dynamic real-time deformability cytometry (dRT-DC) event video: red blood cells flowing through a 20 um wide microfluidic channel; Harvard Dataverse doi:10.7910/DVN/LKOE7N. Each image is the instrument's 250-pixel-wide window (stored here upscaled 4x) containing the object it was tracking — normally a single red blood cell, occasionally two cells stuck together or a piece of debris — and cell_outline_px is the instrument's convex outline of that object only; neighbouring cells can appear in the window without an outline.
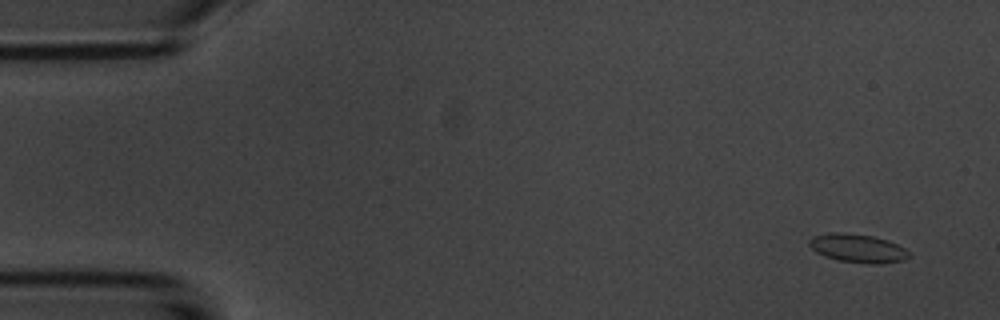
{"species": "common noctule bat (a hibernating species)", "species_latin": "Nyctalus noctula", "temperature_condition": "room temperature", "stored_images_in_passage": 14, "camera_frame_rate_fps": 3000, "um_per_image_px": 0.085, "animal": {"sex": "male", "body_mass_g": 20.1, "forearm_length_mm": 53.5}, "frame": {"image": 1, "passage_image": 1, "time_ms": 0.0, "image_size_px": [1000, 320], "cell_outline_px": [[912, 256], [904, 260], [880, 264], [868, 264], [840, 260], [824, 256], [816, 252], [808, 244], [808, 240], [812, 236], [832, 232], [844, 232], [872, 236], [888, 240], [904, 248]], "centroid_in_image_um": [72.9, 21.1], "position_along_channel_um": 12.1, "area_um2": 16.65}}
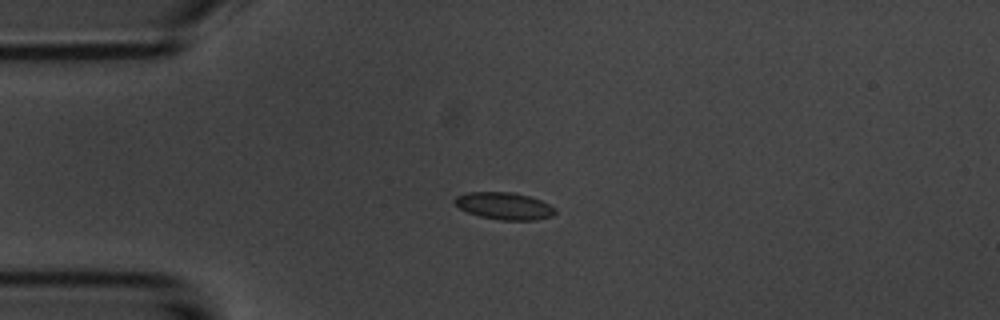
{"frame": {"image": 2, "passage_image": 3, "time_ms": 3.333, "image_size_px": [1000, 320], "cell_outline_px": [[556, 212], [552, 216], [536, 220], [500, 220], [480, 216], [468, 212], [460, 208], [452, 200], [456, 196], [468, 192], [516, 192], [540, 200], [556, 208]], "centroid_in_image_um": [42.87, 17.5], "position_along_channel_um": 42.1, "area_um2": 15.9}}
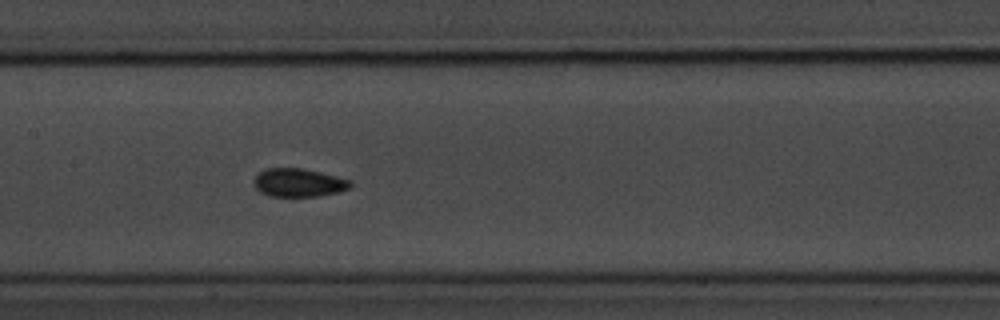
{"frame": {"image": 3, "passage_image": 7, "time_ms": 7.667, "image_size_px": [1000, 320], "cell_outline_px": [[352, 184], [348, 188], [340, 192], [320, 196], [272, 196], [260, 192], [252, 184], [252, 180], [264, 168], [304, 168], [352, 180]], "centroid_in_image_um": [25.37, 15.52], "position_along_channel_um": 182.0, "area_um2": 16.07}, "authors_computed_cell_mechanics": {"area_um2": 15.8661, "velocity_mm_per_s": 3.6904, "shape_relaxation_time_tau1_ms": 1.5892, "shape_relaxation_time_tau2_ms": null, "deformation_change_tau1": 0.0689, "deformation_change_tau2": null}}